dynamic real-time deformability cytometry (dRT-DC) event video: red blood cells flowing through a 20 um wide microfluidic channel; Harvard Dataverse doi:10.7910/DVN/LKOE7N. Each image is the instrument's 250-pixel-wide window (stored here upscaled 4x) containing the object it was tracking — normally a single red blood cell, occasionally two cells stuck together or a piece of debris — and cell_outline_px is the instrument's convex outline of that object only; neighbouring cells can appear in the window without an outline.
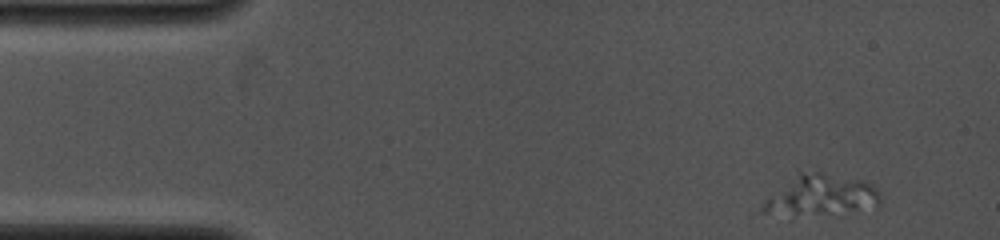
{"species": "common noctule bat (a hibernating species)", "species_latin": "Nyctalus noctula", "temperature_condition": "cold", "stored_images_in_passage": 12, "camera_frame_rate_fps": 4000, "um_per_image_px": 0.085, "animal": {"sex": "female", "body_mass_g": 19.0, "forearm_length_mm": 53.3}, "frame": {"image": 1, "passage_image": 1, "time_ms": 0.0, "image_size_px": [1000, 240], "cell_outline_px": [[880, 204], [876, 208], [792, 220], [760, 212], [760, 208], [764, 200], [768, 196], [800, 172], [820, 172], [864, 180], [872, 184], [876, 188], [880, 196]], "centroid_in_image_um": [69.72, 16.7], "position_along_channel_um": 15.3, "area_um2": 29.36}}